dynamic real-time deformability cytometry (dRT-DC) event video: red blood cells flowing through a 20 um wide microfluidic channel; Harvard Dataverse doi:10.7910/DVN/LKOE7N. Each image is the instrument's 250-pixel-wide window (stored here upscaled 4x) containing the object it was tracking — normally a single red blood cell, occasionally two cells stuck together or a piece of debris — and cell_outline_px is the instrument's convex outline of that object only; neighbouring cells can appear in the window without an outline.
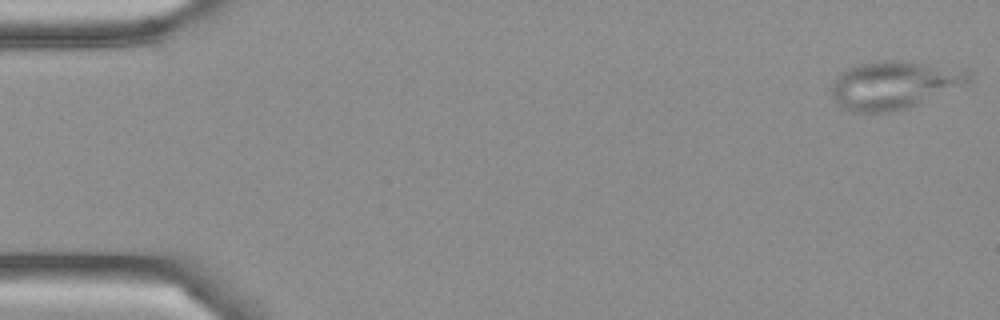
{"species": "Egyptian fruit bat (a non-hibernating species)", "species_latin": "Rousettus aegyptiacus", "temperature_condition": "cold", "stored_images_in_passage": 51, "camera_frame_rate_fps": 3000, "um_per_image_px": 0.085, "frame": {"image": 1, "passage_image": 1, "time_ms": 0.0, "image_size_px": [1000, 320], "cell_outline_px": [[972, 80], [968, 84], [908, 108], [892, 112], [852, 112], [840, 108], [832, 96], [828, 88], [840, 72], [848, 68], [860, 64], [880, 60], [908, 60], [968, 72], [972, 76]], "centroid_in_image_um": [75.93, 7.24], "position_along_channel_um": 9.1, "area_um2": 38.61}}